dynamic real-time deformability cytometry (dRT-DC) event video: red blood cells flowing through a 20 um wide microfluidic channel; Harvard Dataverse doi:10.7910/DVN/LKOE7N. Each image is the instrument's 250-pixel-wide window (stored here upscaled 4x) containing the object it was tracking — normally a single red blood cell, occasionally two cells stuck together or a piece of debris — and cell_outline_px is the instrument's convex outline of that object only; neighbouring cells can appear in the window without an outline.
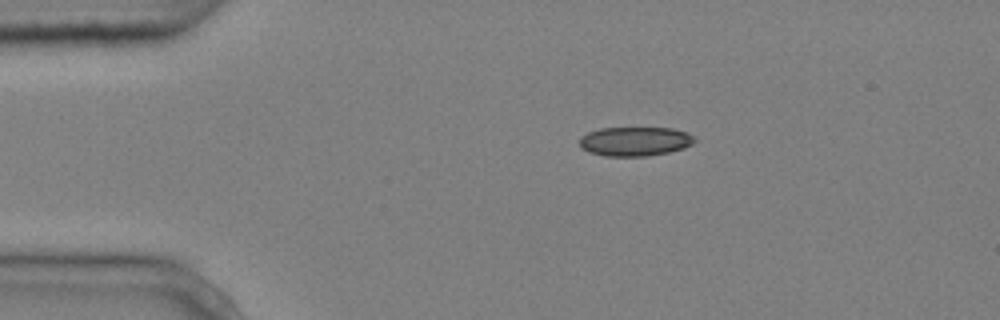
{"species": "common noctule bat (a hibernating species)", "species_latin": "Nyctalus noctula", "temperature_condition": "cold", "stored_images_in_passage": 8, "camera_frame_rate_fps": 3000, "um_per_image_px": 0.085, "animal": {"sex": "male", "body_mass_g": 20.4}, "frame": {"image": 1, "passage_image": 1, "time_ms": 0.0, "image_size_px": [1000, 320], "cell_outline_px": [[696, 140], [692, 144], [684, 148], [668, 152], [648, 156], [604, 156], [588, 152], [580, 148], [580, 136], [588, 132], [600, 128], [672, 128], [688, 132]], "centroid_in_image_um": [53.95, 12.02], "position_along_channel_um": 31.1, "area_um2": 19.71}}
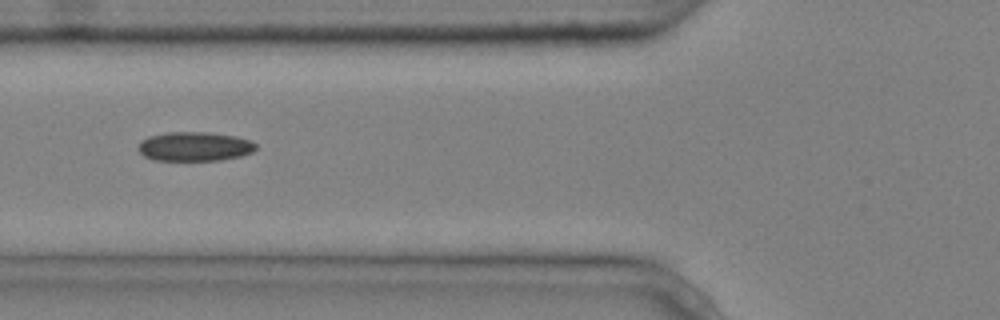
{"frame": {"image": 2, "passage_image": 3, "time_ms": 0.667, "image_size_px": [1000, 320], "cell_outline_px": [[256, 148], [252, 152], [240, 156], [220, 160], [152, 160], [144, 156], [136, 148], [140, 140], [148, 136], [168, 132], [208, 132], [236, 136], [252, 140], [256, 144]], "centroid_in_image_um": [16.51, 12.44], "position_along_channel_um": 109.3, "area_um2": 20.23}}
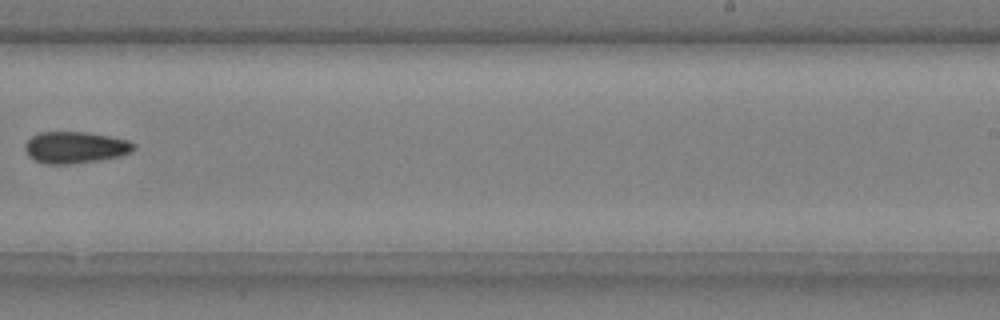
{"frame": {"image": 3, "passage_image": 7, "time_ms": 2.0, "image_size_px": [1000, 320], "cell_outline_px": [[136, 148], [132, 152], [120, 156], [100, 160], [68, 164], [44, 164], [28, 156], [24, 148], [24, 144], [32, 136], [40, 132], [84, 132], [108, 136], [128, 140], [136, 144]], "centroid_in_image_um": [6.4, 12.53], "position_along_channel_um": 282.6, "area_um2": 20.11}}